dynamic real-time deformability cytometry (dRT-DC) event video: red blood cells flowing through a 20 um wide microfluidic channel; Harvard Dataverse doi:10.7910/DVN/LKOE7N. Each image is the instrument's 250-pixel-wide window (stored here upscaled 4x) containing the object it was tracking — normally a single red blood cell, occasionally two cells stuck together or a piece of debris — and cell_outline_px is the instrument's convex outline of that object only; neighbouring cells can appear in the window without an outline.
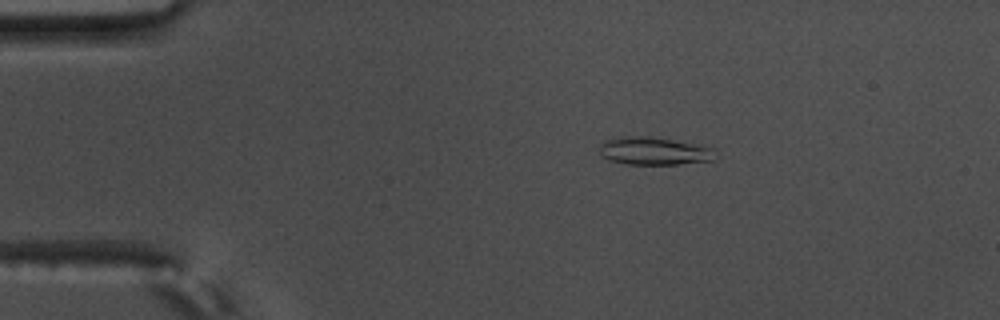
{"species": "common noctule bat (a hibernating species)", "species_latin": "Nyctalus noctula", "temperature_condition": "warm", "stored_images_in_passage": 58, "camera_frame_rate_fps": 3000, "um_per_image_px": 0.085, "animal": {"sex": "male", "body_mass_g": 17.5, "forearm_length_mm": 52.3}, "frame": {"image": 1, "passage_image": 11, "time_ms": 3.333, "image_size_px": [1000, 320], "cell_outline_px": [[716, 160], [680, 164], [628, 164], [608, 160], [600, 156], [600, 144], [604, 140], [620, 136], [648, 136], [672, 140], [716, 148]], "centroid_in_image_um": [55.6, 12.84], "position_along_channel_um": 29.4, "area_um2": 19.02}}
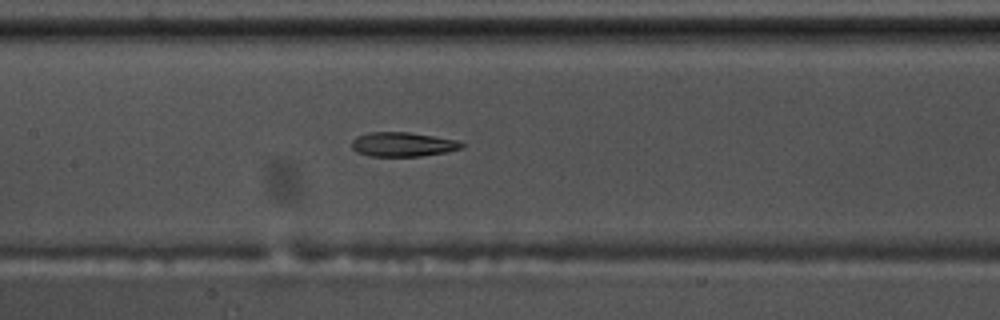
{"frame": {"image": 2, "passage_image": 28, "time_ms": 9.0, "image_size_px": [1000, 320], "cell_outline_px": [[464, 148], [448, 152], [420, 156], [368, 156], [356, 152], [352, 148], [352, 140], [356, 136], [372, 132], [408, 132], [456, 140], [464, 144]], "centroid_in_image_um": [34.23, 12.28], "position_along_channel_um": 173.2, "area_um2": 15.61}}
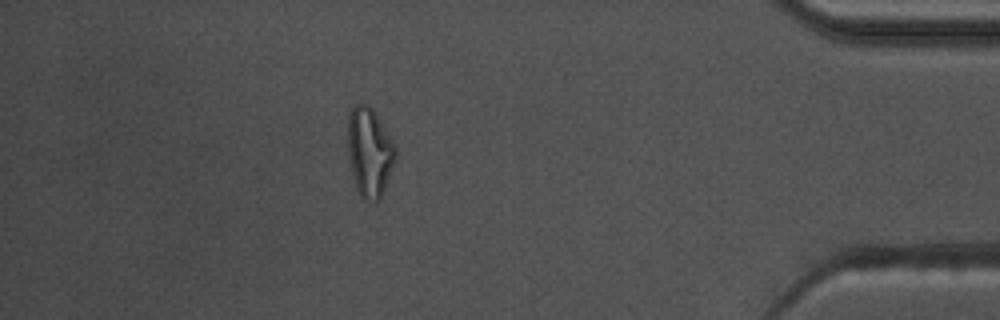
{"frame": {"image": 3, "passage_image": 51, "time_ms": 16.667, "image_size_px": [1000, 320], "cell_outline_px": [[396, 160], [380, 200], [364, 200], [360, 196], [356, 188], [348, 156], [348, 112], [356, 104], [364, 104], [372, 108], [376, 112], [396, 144]], "centroid_in_image_um": [31.43, 12.91], "position_along_channel_um": 403.8, "area_um2": 25.09}, "authors_computed_cell_mechanics": {"area_um2": 17.7157, "velocity_mm_per_s": 3.5847, "shape_relaxation_time_tau1_ms": null, "shape_relaxation_time_tau2_ms": 4.0368, "deformation_change_tau1": null, "deformation_change_tau2": 0.1349}}